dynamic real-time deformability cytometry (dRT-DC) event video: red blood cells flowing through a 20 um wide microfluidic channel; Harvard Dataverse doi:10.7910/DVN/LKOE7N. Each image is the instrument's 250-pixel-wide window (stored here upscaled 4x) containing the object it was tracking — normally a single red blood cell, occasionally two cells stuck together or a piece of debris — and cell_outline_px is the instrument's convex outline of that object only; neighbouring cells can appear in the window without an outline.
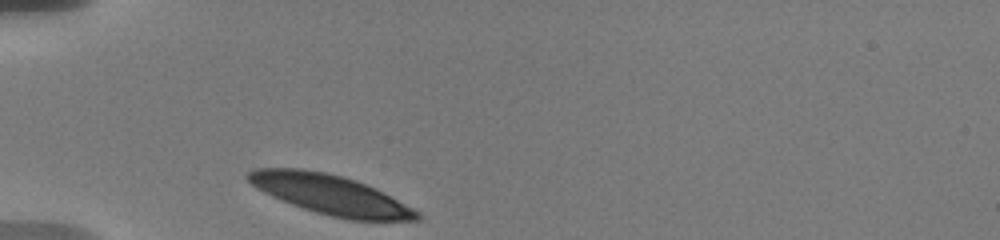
{"species": "human", "species_latin": "Homo sapiens", "temperature_condition": "warm", "stored_images_in_passage": 31, "camera_frame_rate_fps": 3000, "um_per_image_px": 0.085, "donor": {"sex": "male"}, "frame": {"image": 1, "passage_image": 1, "time_ms": 0.0, "image_size_px": [1000, 240], "cell_outline_px": [[424, 216], [420, 220], [348, 220], [316, 212], [292, 204], [272, 196], [256, 188], [244, 176], [248, 172], [256, 168], [304, 168], [328, 172], [356, 180], [376, 188], [384, 192], [420, 212]], "centroid_in_image_um": [28.11, 16.53], "position_along_channel_um": 56.9, "area_um2": 39.13}}
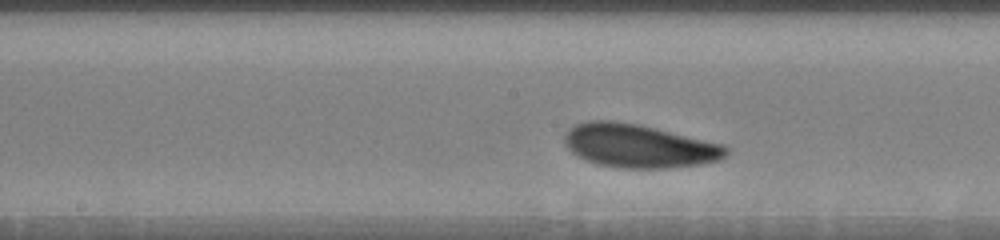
{"frame": {"image": 2, "passage_image": 14, "time_ms": 4.333, "image_size_px": [1000, 240], "cell_outline_px": [[728, 156], [704, 164], [668, 168], [624, 168], [600, 164], [584, 160], [576, 156], [568, 148], [564, 140], [564, 136], [568, 128], [576, 124], [588, 120], [612, 120], [640, 124], [724, 144], [728, 148]], "centroid_in_image_um": [54.31, 12.39], "position_along_channel_um": 193.9, "area_um2": 41.21}}
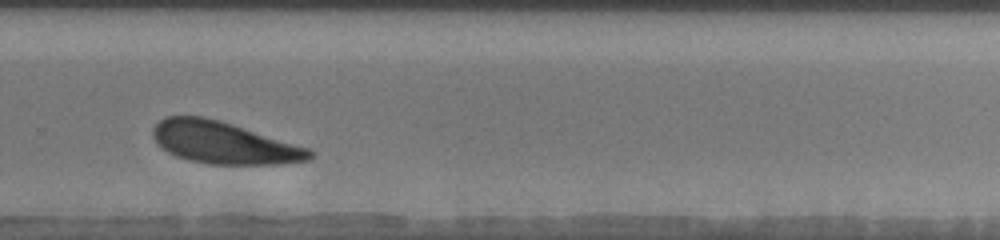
{"frame": {"image": 3, "passage_image": 25, "time_ms": 7.667, "image_size_px": [1000, 240], "cell_outline_px": [[316, 152], [308, 160], [280, 164], [208, 164], [188, 160], [176, 156], [168, 152], [156, 144], [152, 136], [152, 128], [164, 116], [204, 116], [220, 120], [308, 148]], "centroid_in_image_um": [18.97, 12.13], "position_along_channel_um": 310.8, "area_um2": 38.38}, "authors_computed_cell_mechanics": {"area_um2": 40.3444, "velocity_mm_per_s": 3.5176, "shape_relaxation_time_tau1_ms": 2.4064, "shape_relaxation_time_tau2_ms": 6.7221, "deformation_change_tau1": 0.0934, "deformation_change_tau2": 0.1547}}